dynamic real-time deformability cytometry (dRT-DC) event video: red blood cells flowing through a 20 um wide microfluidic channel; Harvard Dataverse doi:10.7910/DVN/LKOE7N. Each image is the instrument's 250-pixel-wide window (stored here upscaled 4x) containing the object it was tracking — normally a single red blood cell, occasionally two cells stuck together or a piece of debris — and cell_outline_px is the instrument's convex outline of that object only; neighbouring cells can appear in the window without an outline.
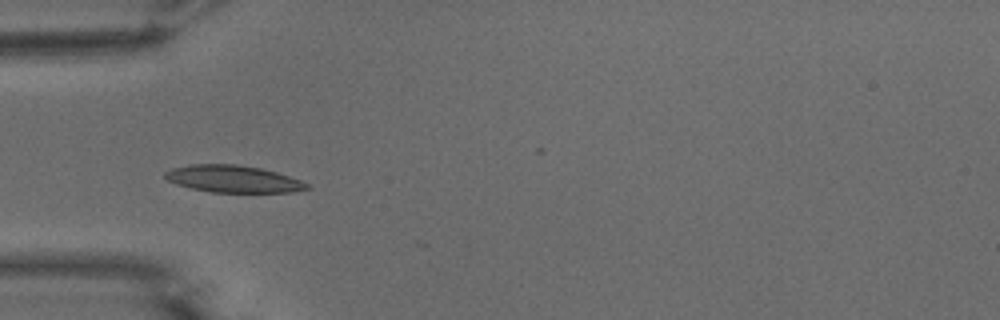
{"species": "common noctule bat (a hibernating species)", "species_latin": "Nyctalus noctula", "temperature_condition": "warm", "stored_images_in_passage": 10, "camera_frame_rate_fps": 3000, "um_per_image_px": 0.085, "animal": {"sex": "male", "body_mass_g": 15.6}, "frame": {"image": 1, "passage_image": 4, "time_ms": 1.0, "image_size_px": [1000, 320], "cell_outline_px": [[312, 188], [292, 192], [212, 192], [192, 188], [176, 184], [168, 180], [164, 176], [164, 172], [172, 168], [188, 164], [236, 164], [260, 168], [276, 172], [300, 180], [308, 184]], "centroid_in_image_um": [19.8, 15.2], "position_along_channel_um": 65.2, "area_um2": 22.31}}